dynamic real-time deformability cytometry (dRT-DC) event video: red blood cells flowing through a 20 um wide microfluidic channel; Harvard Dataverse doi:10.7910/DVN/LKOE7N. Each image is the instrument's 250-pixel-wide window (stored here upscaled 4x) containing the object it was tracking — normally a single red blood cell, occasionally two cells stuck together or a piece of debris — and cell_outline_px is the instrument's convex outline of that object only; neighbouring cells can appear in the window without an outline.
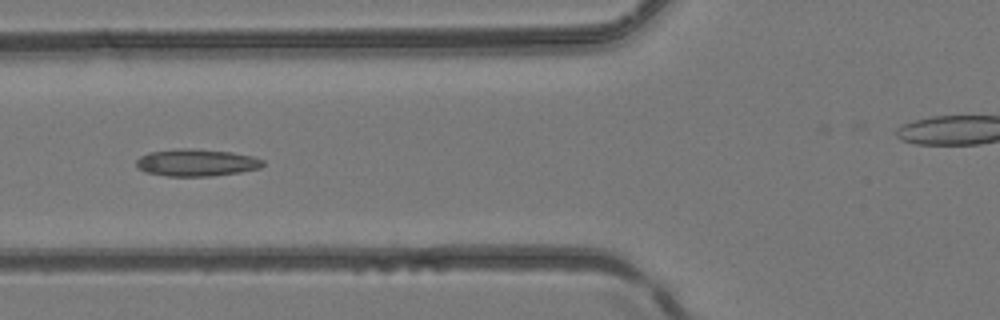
{"species": "common noctule bat (a hibernating species)", "species_latin": "Nyctalus noctula", "temperature_condition": "room temperature", "stored_images_in_passage": 5, "camera_frame_rate_fps": 3000, "um_per_image_px": 0.085, "animal": {"sex": "female", "body_mass_g": 24.6, "forearm_length_mm": 56.2}, "frame": {"image": 1, "passage_image": 5, "time_ms": 1.333, "image_size_px": [1000, 320], "cell_outline_px": [[264, 164], [260, 168], [240, 172], [212, 176], [168, 176], [144, 172], [136, 168], [136, 160], [140, 156], [148, 152], [176, 148], [192, 148], [232, 152], [252, 156], [264, 160]], "centroid_in_image_um": [16.66, 13.81], "position_along_channel_um": 109.1, "area_um2": 20.29}}